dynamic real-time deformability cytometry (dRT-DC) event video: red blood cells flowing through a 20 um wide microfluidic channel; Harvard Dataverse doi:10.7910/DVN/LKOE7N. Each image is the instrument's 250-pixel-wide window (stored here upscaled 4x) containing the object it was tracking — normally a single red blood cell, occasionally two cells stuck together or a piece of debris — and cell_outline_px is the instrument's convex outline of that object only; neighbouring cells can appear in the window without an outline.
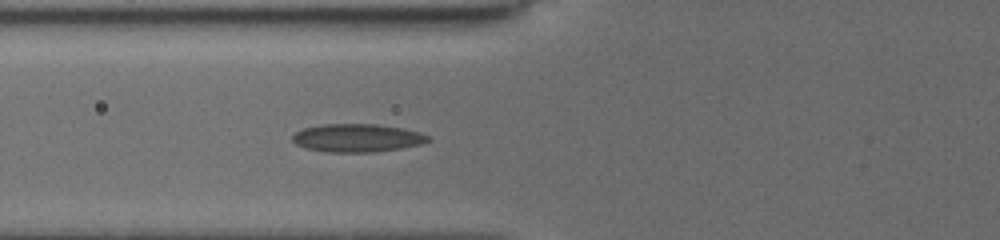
{"species": "common noctule bat (a hibernating species)", "species_latin": "Nyctalus noctula", "temperature_condition": "cold", "stored_images_in_passage": 32, "camera_frame_rate_fps": 3000, "um_per_image_px": 0.085, "animal": {"sex": "female", "body_mass_g": 19.5, "forearm_length_mm": 54.1}, "frame": {"image": 1, "passage_image": 6, "time_ms": 1.667, "image_size_px": [1000, 240], "cell_outline_px": [[432, 140], [424, 144], [376, 152], [328, 152], [304, 148], [296, 144], [292, 140], [292, 136], [296, 132], [304, 128], [324, 124], [376, 124], [404, 128], [420, 132], [428, 136]], "centroid_in_image_um": [30.39, 11.73], "position_along_channel_um": 95.4, "area_um2": 22.37}}
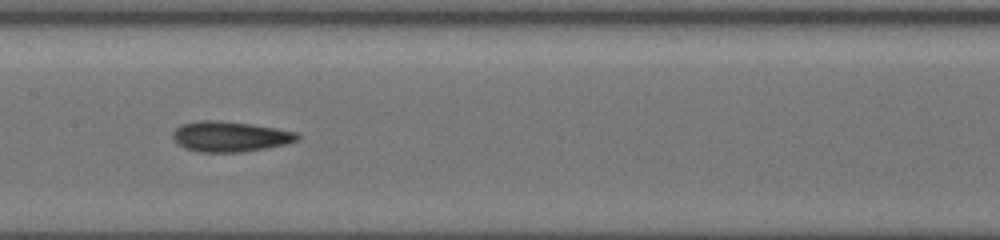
{"frame": {"image": 2, "passage_image": 12, "time_ms": 4.0, "image_size_px": [1000, 240], "cell_outline_px": [[300, 136], [296, 140], [284, 144], [268, 148], [240, 152], [200, 152], [184, 148], [172, 136], [172, 132], [180, 124], [200, 120], [216, 120], [252, 124], [276, 128], [296, 132]], "centroid_in_image_um": [19.53, 11.6], "position_along_channel_um": 187.9, "area_um2": 21.96}}
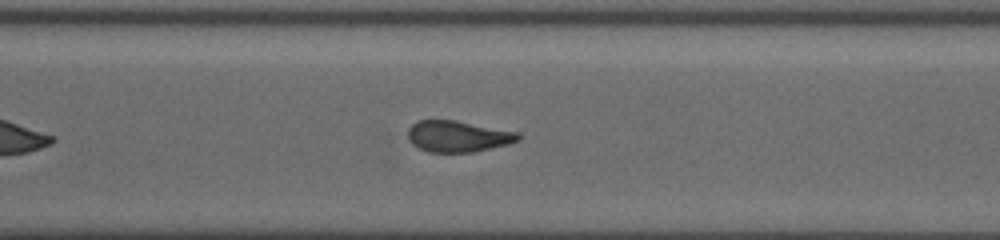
{"frame": {"image": 3, "passage_image": 22, "time_ms": 7.667, "image_size_px": [1000, 240], "cell_outline_px": [[520, 140], [508, 144], [472, 152], [428, 152], [412, 144], [408, 136], [408, 128], [412, 124], [420, 120], [456, 120], [520, 132]], "centroid_in_image_um": [38.94, 11.58], "position_along_channel_um": 331.7, "area_um2": 20.11}, "authors_computed_cell_mechanics": {"area_um2": 20.9236, "velocity_mm_per_s": 3.9341, "shape_relaxation_time_tau1_ms": 8.7203, "shape_relaxation_time_tau2_ms": 2.3303, "deformation_change_tau1": 0.176, "deformation_change_tau2": 0.0919}}